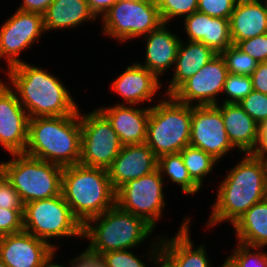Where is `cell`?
I'll return each mask as SVG.
<instances>
[{
	"label": "cell",
	"instance_id": "cell-1",
	"mask_svg": "<svg viewBox=\"0 0 267 267\" xmlns=\"http://www.w3.org/2000/svg\"><path fill=\"white\" fill-rule=\"evenodd\" d=\"M237 161L218 181L209 207L212 211L202 228L212 229L224 222L232 225L252 205L267 198V158L242 154Z\"/></svg>",
	"mask_w": 267,
	"mask_h": 267
},
{
	"label": "cell",
	"instance_id": "cell-2",
	"mask_svg": "<svg viewBox=\"0 0 267 267\" xmlns=\"http://www.w3.org/2000/svg\"><path fill=\"white\" fill-rule=\"evenodd\" d=\"M48 70L25 61L2 72L29 119L68 116L80 107L62 78Z\"/></svg>",
	"mask_w": 267,
	"mask_h": 267
},
{
	"label": "cell",
	"instance_id": "cell-3",
	"mask_svg": "<svg viewBox=\"0 0 267 267\" xmlns=\"http://www.w3.org/2000/svg\"><path fill=\"white\" fill-rule=\"evenodd\" d=\"M154 231L155 229L144 219L115 205L83 225L82 239L88 241V244L82 252L97 259L108 251L135 247L138 250L145 242L161 243V232L154 237Z\"/></svg>",
	"mask_w": 267,
	"mask_h": 267
},
{
	"label": "cell",
	"instance_id": "cell-4",
	"mask_svg": "<svg viewBox=\"0 0 267 267\" xmlns=\"http://www.w3.org/2000/svg\"><path fill=\"white\" fill-rule=\"evenodd\" d=\"M24 154L61 167L80 163V107L72 115L36 117L28 122Z\"/></svg>",
	"mask_w": 267,
	"mask_h": 267
},
{
	"label": "cell",
	"instance_id": "cell-5",
	"mask_svg": "<svg viewBox=\"0 0 267 267\" xmlns=\"http://www.w3.org/2000/svg\"><path fill=\"white\" fill-rule=\"evenodd\" d=\"M61 194L82 226L116 205L108 170L80 163L63 168Z\"/></svg>",
	"mask_w": 267,
	"mask_h": 267
},
{
	"label": "cell",
	"instance_id": "cell-6",
	"mask_svg": "<svg viewBox=\"0 0 267 267\" xmlns=\"http://www.w3.org/2000/svg\"><path fill=\"white\" fill-rule=\"evenodd\" d=\"M192 106L164 95L151 107L145 143L160 157L189 145Z\"/></svg>",
	"mask_w": 267,
	"mask_h": 267
},
{
	"label": "cell",
	"instance_id": "cell-7",
	"mask_svg": "<svg viewBox=\"0 0 267 267\" xmlns=\"http://www.w3.org/2000/svg\"><path fill=\"white\" fill-rule=\"evenodd\" d=\"M6 160L0 161L5 178L24 205L61 195L63 167L24 153L10 154Z\"/></svg>",
	"mask_w": 267,
	"mask_h": 267
},
{
	"label": "cell",
	"instance_id": "cell-8",
	"mask_svg": "<svg viewBox=\"0 0 267 267\" xmlns=\"http://www.w3.org/2000/svg\"><path fill=\"white\" fill-rule=\"evenodd\" d=\"M23 228L36 238L48 242L58 252L62 249V239L74 237L83 240V226L72 214L62 194L25 204Z\"/></svg>",
	"mask_w": 267,
	"mask_h": 267
},
{
	"label": "cell",
	"instance_id": "cell-9",
	"mask_svg": "<svg viewBox=\"0 0 267 267\" xmlns=\"http://www.w3.org/2000/svg\"><path fill=\"white\" fill-rule=\"evenodd\" d=\"M100 21L101 34L117 44L135 42L163 23L156 0H118Z\"/></svg>",
	"mask_w": 267,
	"mask_h": 267
},
{
	"label": "cell",
	"instance_id": "cell-10",
	"mask_svg": "<svg viewBox=\"0 0 267 267\" xmlns=\"http://www.w3.org/2000/svg\"><path fill=\"white\" fill-rule=\"evenodd\" d=\"M166 187L157 169L138 179L129 180L119 187L116 190V205L126 212L141 217L156 230L168 206L164 190Z\"/></svg>",
	"mask_w": 267,
	"mask_h": 267
},
{
	"label": "cell",
	"instance_id": "cell-11",
	"mask_svg": "<svg viewBox=\"0 0 267 267\" xmlns=\"http://www.w3.org/2000/svg\"><path fill=\"white\" fill-rule=\"evenodd\" d=\"M80 123V164L108 169L123 146L110 121L98 108H80Z\"/></svg>",
	"mask_w": 267,
	"mask_h": 267
},
{
	"label": "cell",
	"instance_id": "cell-12",
	"mask_svg": "<svg viewBox=\"0 0 267 267\" xmlns=\"http://www.w3.org/2000/svg\"><path fill=\"white\" fill-rule=\"evenodd\" d=\"M45 35L43 14L16 9L7 16L0 25V60H5L7 67L3 72L25 62L20 54L26 49L32 51V45L38 44Z\"/></svg>",
	"mask_w": 267,
	"mask_h": 267
},
{
	"label": "cell",
	"instance_id": "cell-13",
	"mask_svg": "<svg viewBox=\"0 0 267 267\" xmlns=\"http://www.w3.org/2000/svg\"><path fill=\"white\" fill-rule=\"evenodd\" d=\"M189 145L202 149L219 163L236 151L216 105L192 106Z\"/></svg>",
	"mask_w": 267,
	"mask_h": 267
},
{
	"label": "cell",
	"instance_id": "cell-14",
	"mask_svg": "<svg viewBox=\"0 0 267 267\" xmlns=\"http://www.w3.org/2000/svg\"><path fill=\"white\" fill-rule=\"evenodd\" d=\"M227 75L225 61L217 54L198 73L186 80L172 96L190 106L217 105L221 103L220 96Z\"/></svg>",
	"mask_w": 267,
	"mask_h": 267
},
{
	"label": "cell",
	"instance_id": "cell-15",
	"mask_svg": "<svg viewBox=\"0 0 267 267\" xmlns=\"http://www.w3.org/2000/svg\"><path fill=\"white\" fill-rule=\"evenodd\" d=\"M164 81L166 80H160L153 72L134 61L110 82L111 92L118 94L120 100L122 99L120 102L114 101L113 104L136 106L146 104V107H152L165 95L159 93L164 90L162 89L165 86Z\"/></svg>",
	"mask_w": 267,
	"mask_h": 267
},
{
	"label": "cell",
	"instance_id": "cell-16",
	"mask_svg": "<svg viewBox=\"0 0 267 267\" xmlns=\"http://www.w3.org/2000/svg\"><path fill=\"white\" fill-rule=\"evenodd\" d=\"M183 218L173 236L161 235L159 267H215L209 259L207 246L204 243L195 245L192 240V217Z\"/></svg>",
	"mask_w": 267,
	"mask_h": 267
},
{
	"label": "cell",
	"instance_id": "cell-17",
	"mask_svg": "<svg viewBox=\"0 0 267 267\" xmlns=\"http://www.w3.org/2000/svg\"><path fill=\"white\" fill-rule=\"evenodd\" d=\"M29 116L16 93L0 77V149L24 153L28 141Z\"/></svg>",
	"mask_w": 267,
	"mask_h": 267
},
{
	"label": "cell",
	"instance_id": "cell-18",
	"mask_svg": "<svg viewBox=\"0 0 267 267\" xmlns=\"http://www.w3.org/2000/svg\"><path fill=\"white\" fill-rule=\"evenodd\" d=\"M57 253L48 242L25 230L0 236V259L8 267H45Z\"/></svg>",
	"mask_w": 267,
	"mask_h": 267
},
{
	"label": "cell",
	"instance_id": "cell-19",
	"mask_svg": "<svg viewBox=\"0 0 267 267\" xmlns=\"http://www.w3.org/2000/svg\"><path fill=\"white\" fill-rule=\"evenodd\" d=\"M173 24L175 23L171 25L170 23H162L157 29L141 37L144 41L143 44H145L143 47L144 55H142L144 60L136 62L153 72L160 80L162 77L164 78V74L167 76L166 74L173 70L183 35H178L174 28L170 27Z\"/></svg>",
	"mask_w": 267,
	"mask_h": 267
},
{
	"label": "cell",
	"instance_id": "cell-20",
	"mask_svg": "<svg viewBox=\"0 0 267 267\" xmlns=\"http://www.w3.org/2000/svg\"><path fill=\"white\" fill-rule=\"evenodd\" d=\"M158 157L146 144L123 145L107 169L115 190L129 180L138 179L157 170Z\"/></svg>",
	"mask_w": 267,
	"mask_h": 267
},
{
	"label": "cell",
	"instance_id": "cell-21",
	"mask_svg": "<svg viewBox=\"0 0 267 267\" xmlns=\"http://www.w3.org/2000/svg\"><path fill=\"white\" fill-rule=\"evenodd\" d=\"M98 109L110 121L122 145L145 143L151 107L112 104Z\"/></svg>",
	"mask_w": 267,
	"mask_h": 267
},
{
	"label": "cell",
	"instance_id": "cell-22",
	"mask_svg": "<svg viewBox=\"0 0 267 267\" xmlns=\"http://www.w3.org/2000/svg\"><path fill=\"white\" fill-rule=\"evenodd\" d=\"M222 114L228 138L237 152L254 154L260 138V126L236 103L216 105Z\"/></svg>",
	"mask_w": 267,
	"mask_h": 267
},
{
	"label": "cell",
	"instance_id": "cell-23",
	"mask_svg": "<svg viewBox=\"0 0 267 267\" xmlns=\"http://www.w3.org/2000/svg\"><path fill=\"white\" fill-rule=\"evenodd\" d=\"M217 53L202 42L188 41L181 38L174 70L165 83L164 94L172 95L186 80L199 72V70L213 59ZM170 80V81H169ZM168 85V86H167Z\"/></svg>",
	"mask_w": 267,
	"mask_h": 267
},
{
	"label": "cell",
	"instance_id": "cell-24",
	"mask_svg": "<svg viewBox=\"0 0 267 267\" xmlns=\"http://www.w3.org/2000/svg\"><path fill=\"white\" fill-rule=\"evenodd\" d=\"M229 26L234 45L267 33V7L263 0H237Z\"/></svg>",
	"mask_w": 267,
	"mask_h": 267
},
{
	"label": "cell",
	"instance_id": "cell-25",
	"mask_svg": "<svg viewBox=\"0 0 267 267\" xmlns=\"http://www.w3.org/2000/svg\"><path fill=\"white\" fill-rule=\"evenodd\" d=\"M86 0H53L43 14L45 32L78 29L97 22Z\"/></svg>",
	"mask_w": 267,
	"mask_h": 267
},
{
	"label": "cell",
	"instance_id": "cell-26",
	"mask_svg": "<svg viewBox=\"0 0 267 267\" xmlns=\"http://www.w3.org/2000/svg\"><path fill=\"white\" fill-rule=\"evenodd\" d=\"M235 242L267 248V198L252 205L233 224Z\"/></svg>",
	"mask_w": 267,
	"mask_h": 267
},
{
	"label": "cell",
	"instance_id": "cell-27",
	"mask_svg": "<svg viewBox=\"0 0 267 267\" xmlns=\"http://www.w3.org/2000/svg\"><path fill=\"white\" fill-rule=\"evenodd\" d=\"M161 177L165 185L170 183L172 187L177 186L179 191L185 193L184 195L194 196L198 195L202 190L189 176L187 168L185 167L181 153L165 154L158 157V166ZM174 184V185H173Z\"/></svg>",
	"mask_w": 267,
	"mask_h": 267
},
{
	"label": "cell",
	"instance_id": "cell-28",
	"mask_svg": "<svg viewBox=\"0 0 267 267\" xmlns=\"http://www.w3.org/2000/svg\"><path fill=\"white\" fill-rule=\"evenodd\" d=\"M147 246L141 256L133 249H125L105 252L97 260L101 267H159L161 243H149Z\"/></svg>",
	"mask_w": 267,
	"mask_h": 267
},
{
	"label": "cell",
	"instance_id": "cell-29",
	"mask_svg": "<svg viewBox=\"0 0 267 267\" xmlns=\"http://www.w3.org/2000/svg\"><path fill=\"white\" fill-rule=\"evenodd\" d=\"M180 153L189 176L203 190L207 177H211L220 163L202 149L191 145L184 147Z\"/></svg>",
	"mask_w": 267,
	"mask_h": 267
},
{
	"label": "cell",
	"instance_id": "cell-30",
	"mask_svg": "<svg viewBox=\"0 0 267 267\" xmlns=\"http://www.w3.org/2000/svg\"><path fill=\"white\" fill-rule=\"evenodd\" d=\"M235 246L229 255H226L235 267H267L266 247H253L239 242H236Z\"/></svg>",
	"mask_w": 267,
	"mask_h": 267
},
{
	"label": "cell",
	"instance_id": "cell-31",
	"mask_svg": "<svg viewBox=\"0 0 267 267\" xmlns=\"http://www.w3.org/2000/svg\"><path fill=\"white\" fill-rule=\"evenodd\" d=\"M209 21H212V16L195 11L189 16H186L178 23L179 29H183L184 40L202 42L208 46V29Z\"/></svg>",
	"mask_w": 267,
	"mask_h": 267
},
{
	"label": "cell",
	"instance_id": "cell-32",
	"mask_svg": "<svg viewBox=\"0 0 267 267\" xmlns=\"http://www.w3.org/2000/svg\"><path fill=\"white\" fill-rule=\"evenodd\" d=\"M220 55L223 57L228 73L251 76L258 66V62L248 54L232 44Z\"/></svg>",
	"mask_w": 267,
	"mask_h": 267
},
{
	"label": "cell",
	"instance_id": "cell-33",
	"mask_svg": "<svg viewBox=\"0 0 267 267\" xmlns=\"http://www.w3.org/2000/svg\"><path fill=\"white\" fill-rule=\"evenodd\" d=\"M252 91L253 84L249 75L228 73L224 83L221 103L239 104Z\"/></svg>",
	"mask_w": 267,
	"mask_h": 267
},
{
	"label": "cell",
	"instance_id": "cell-34",
	"mask_svg": "<svg viewBox=\"0 0 267 267\" xmlns=\"http://www.w3.org/2000/svg\"><path fill=\"white\" fill-rule=\"evenodd\" d=\"M156 3L162 22L172 24L197 11L198 0H156Z\"/></svg>",
	"mask_w": 267,
	"mask_h": 267
},
{
	"label": "cell",
	"instance_id": "cell-35",
	"mask_svg": "<svg viewBox=\"0 0 267 267\" xmlns=\"http://www.w3.org/2000/svg\"><path fill=\"white\" fill-rule=\"evenodd\" d=\"M232 44L229 19L212 17L209 21L208 47L220 54Z\"/></svg>",
	"mask_w": 267,
	"mask_h": 267
},
{
	"label": "cell",
	"instance_id": "cell-36",
	"mask_svg": "<svg viewBox=\"0 0 267 267\" xmlns=\"http://www.w3.org/2000/svg\"><path fill=\"white\" fill-rule=\"evenodd\" d=\"M239 105L261 126L267 122V95L259 91L250 92Z\"/></svg>",
	"mask_w": 267,
	"mask_h": 267
},
{
	"label": "cell",
	"instance_id": "cell-37",
	"mask_svg": "<svg viewBox=\"0 0 267 267\" xmlns=\"http://www.w3.org/2000/svg\"><path fill=\"white\" fill-rule=\"evenodd\" d=\"M237 0H198L197 11L212 17L229 19Z\"/></svg>",
	"mask_w": 267,
	"mask_h": 267
},
{
	"label": "cell",
	"instance_id": "cell-38",
	"mask_svg": "<svg viewBox=\"0 0 267 267\" xmlns=\"http://www.w3.org/2000/svg\"><path fill=\"white\" fill-rule=\"evenodd\" d=\"M24 209H4L0 207V236L21 232Z\"/></svg>",
	"mask_w": 267,
	"mask_h": 267
},
{
	"label": "cell",
	"instance_id": "cell-39",
	"mask_svg": "<svg viewBox=\"0 0 267 267\" xmlns=\"http://www.w3.org/2000/svg\"><path fill=\"white\" fill-rule=\"evenodd\" d=\"M236 46L258 63L267 62V33L239 41Z\"/></svg>",
	"mask_w": 267,
	"mask_h": 267
},
{
	"label": "cell",
	"instance_id": "cell-40",
	"mask_svg": "<svg viewBox=\"0 0 267 267\" xmlns=\"http://www.w3.org/2000/svg\"><path fill=\"white\" fill-rule=\"evenodd\" d=\"M0 207L4 209H24V204L18 192L6 178L0 183Z\"/></svg>",
	"mask_w": 267,
	"mask_h": 267
},
{
	"label": "cell",
	"instance_id": "cell-41",
	"mask_svg": "<svg viewBox=\"0 0 267 267\" xmlns=\"http://www.w3.org/2000/svg\"><path fill=\"white\" fill-rule=\"evenodd\" d=\"M250 77L253 90L267 95V62L258 63L256 70Z\"/></svg>",
	"mask_w": 267,
	"mask_h": 267
},
{
	"label": "cell",
	"instance_id": "cell-42",
	"mask_svg": "<svg viewBox=\"0 0 267 267\" xmlns=\"http://www.w3.org/2000/svg\"><path fill=\"white\" fill-rule=\"evenodd\" d=\"M86 1L91 13L95 16L97 21H99L118 0H86Z\"/></svg>",
	"mask_w": 267,
	"mask_h": 267
},
{
	"label": "cell",
	"instance_id": "cell-43",
	"mask_svg": "<svg viewBox=\"0 0 267 267\" xmlns=\"http://www.w3.org/2000/svg\"><path fill=\"white\" fill-rule=\"evenodd\" d=\"M21 2L23 3L18 4V10L44 14L53 0H22Z\"/></svg>",
	"mask_w": 267,
	"mask_h": 267
},
{
	"label": "cell",
	"instance_id": "cell-44",
	"mask_svg": "<svg viewBox=\"0 0 267 267\" xmlns=\"http://www.w3.org/2000/svg\"><path fill=\"white\" fill-rule=\"evenodd\" d=\"M77 256H72L73 258L69 259L72 263V267H101L100 263L96 258H91L80 252L76 254Z\"/></svg>",
	"mask_w": 267,
	"mask_h": 267
},
{
	"label": "cell",
	"instance_id": "cell-45",
	"mask_svg": "<svg viewBox=\"0 0 267 267\" xmlns=\"http://www.w3.org/2000/svg\"><path fill=\"white\" fill-rule=\"evenodd\" d=\"M254 155L267 158V122L260 126V138Z\"/></svg>",
	"mask_w": 267,
	"mask_h": 267
},
{
	"label": "cell",
	"instance_id": "cell-46",
	"mask_svg": "<svg viewBox=\"0 0 267 267\" xmlns=\"http://www.w3.org/2000/svg\"><path fill=\"white\" fill-rule=\"evenodd\" d=\"M56 255L45 265V267H72V263L69 261L68 264L65 263V265L61 263H57L58 260L55 261Z\"/></svg>",
	"mask_w": 267,
	"mask_h": 267
},
{
	"label": "cell",
	"instance_id": "cell-47",
	"mask_svg": "<svg viewBox=\"0 0 267 267\" xmlns=\"http://www.w3.org/2000/svg\"><path fill=\"white\" fill-rule=\"evenodd\" d=\"M223 263L220 264L221 266H216V267H235L227 258L222 260Z\"/></svg>",
	"mask_w": 267,
	"mask_h": 267
},
{
	"label": "cell",
	"instance_id": "cell-48",
	"mask_svg": "<svg viewBox=\"0 0 267 267\" xmlns=\"http://www.w3.org/2000/svg\"><path fill=\"white\" fill-rule=\"evenodd\" d=\"M5 179V174H4V171L1 167V164H0V183Z\"/></svg>",
	"mask_w": 267,
	"mask_h": 267
},
{
	"label": "cell",
	"instance_id": "cell-49",
	"mask_svg": "<svg viewBox=\"0 0 267 267\" xmlns=\"http://www.w3.org/2000/svg\"><path fill=\"white\" fill-rule=\"evenodd\" d=\"M0 267H8V266L0 259Z\"/></svg>",
	"mask_w": 267,
	"mask_h": 267
},
{
	"label": "cell",
	"instance_id": "cell-50",
	"mask_svg": "<svg viewBox=\"0 0 267 267\" xmlns=\"http://www.w3.org/2000/svg\"><path fill=\"white\" fill-rule=\"evenodd\" d=\"M263 2L265 3L266 7H267V0H263Z\"/></svg>",
	"mask_w": 267,
	"mask_h": 267
}]
</instances>
